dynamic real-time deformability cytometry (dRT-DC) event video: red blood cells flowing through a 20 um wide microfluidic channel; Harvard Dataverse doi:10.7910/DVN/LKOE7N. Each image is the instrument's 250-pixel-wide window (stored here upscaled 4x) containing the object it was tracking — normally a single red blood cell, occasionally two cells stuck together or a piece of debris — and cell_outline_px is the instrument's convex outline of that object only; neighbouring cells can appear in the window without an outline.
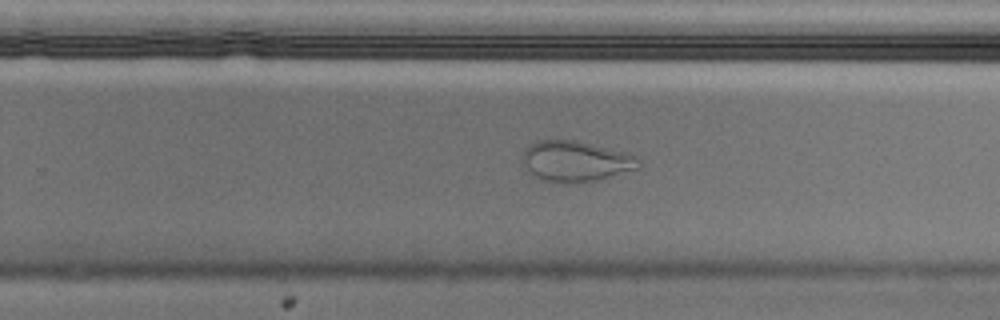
{"species": "Egyptian fruit bat (a non-hibernating species)", "species_latin": "Rousettus aegyptiacus", "temperature_condition": "cold", "stored_images_in_passage": 47, "camera_frame_rate_fps": 3000, "um_per_image_px": 0.085, "animal": {"sex": "male"}, "frame": {"image": 1, "passage_image": 27, "time_ms": 8.667, "image_size_px": [1000, 320], "cell_outline_px": [[640, 168], [596, 180], [564, 184], [540, 180], [524, 164], [524, 152], [528, 144], [536, 140], [576, 140], [628, 152], [640, 156]], "centroid_in_image_um": [48.99, 13.69], "position_along_channel_um": 280.8, "area_um2": 27.69}}
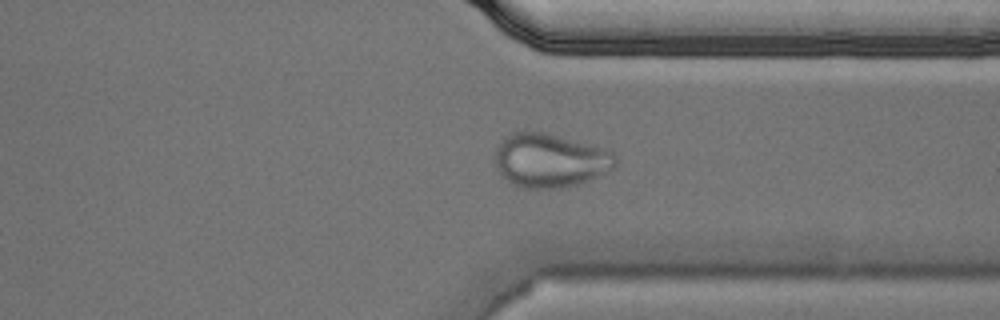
{"frame": {"image": 2, "passage_image": 34, "time_ms": 11.0, "image_size_px": [1000, 320], "cell_outline_px": [[616, 168], [608, 172], [588, 180], [564, 188], [524, 188], [512, 184], [500, 172], [496, 164], [496, 148], [500, 140], [504, 136], [512, 132], [544, 132], [612, 148], [616, 156]], "centroid_in_image_um": [46.83, 13.61], "position_along_channel_um": 364.6, "area_um2": 38.32}}